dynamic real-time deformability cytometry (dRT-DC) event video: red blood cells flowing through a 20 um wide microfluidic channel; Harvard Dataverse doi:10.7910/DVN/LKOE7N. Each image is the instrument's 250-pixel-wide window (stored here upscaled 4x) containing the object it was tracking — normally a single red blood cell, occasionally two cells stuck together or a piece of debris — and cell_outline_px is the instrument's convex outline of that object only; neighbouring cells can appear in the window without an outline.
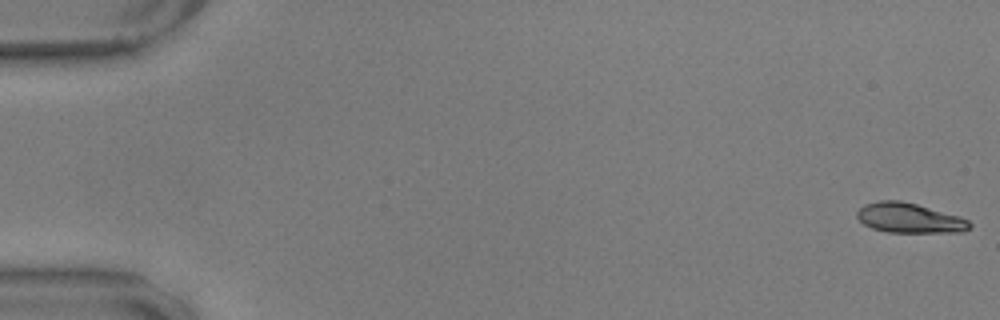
{"species": "common noctule bat (a hibernating species)", "species_latin": "Nyctalus noctula", "temperature_condition": "warm", "stored_images_in_passage": 4, "camera_frame_rate_fps": 3000, "um_per_image_px": 0.085, "animal": {"sex": "male", "body_mass_g": 17.9, "forearm_length_mm": 54.2}, "frame": {"image": 1, "passage_image": 1, "time_ms": 0.0, "image_size_px": [1000, 320], "cell_outline_px": [[972, 228], [964, 232], [888, 232], [872, 228], [864, 224], [856, 216], [856, 212], [864, 204], [880, 200], [900, 200], [916, 204], [960, 216], [968, 220], [972, 224]], "centroid_in_image_um": [77.32, 18.53], "position_along_channel_um": 7.7, "area_um2": 19.65}}